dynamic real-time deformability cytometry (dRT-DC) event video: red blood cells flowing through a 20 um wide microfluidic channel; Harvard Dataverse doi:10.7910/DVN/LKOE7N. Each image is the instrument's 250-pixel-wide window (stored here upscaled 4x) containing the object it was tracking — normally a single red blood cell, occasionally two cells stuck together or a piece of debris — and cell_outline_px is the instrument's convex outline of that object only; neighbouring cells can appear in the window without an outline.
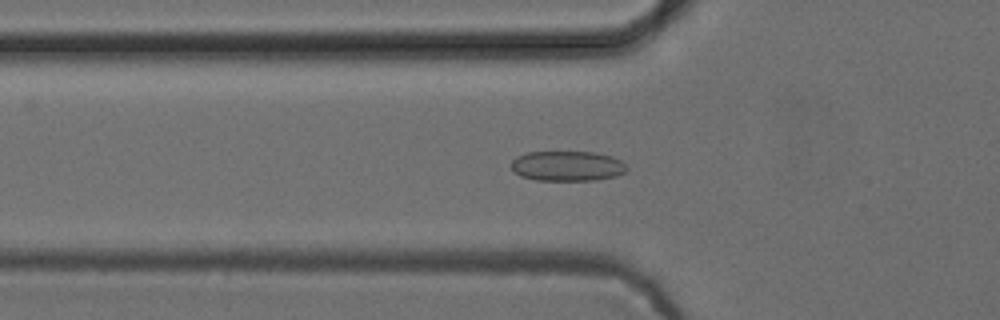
{"species": "common noctule bat (a hibernating species)", "species_latin": "Nyctalus noctula", "temperature_condition": "cold", "stored_images_in_passage": 53, "camera_frame_rate_fps": 3000, "um_per_image_px": 0.085, "animal": {"sex": "female", "body_mass_g": 24.6, "forearm_length_mm": 56.2}, "frame": {"image": 1, "passage_image": 18, "time_ms": 5.667, "image_size_px": [1000, 320], "cell_outline_px": [[628, 168], [624, 172], [616, 176], [596, 180], [536, 180], [520, 176], [512, 168], [512, 160], [516, 156], [528, 152], [592, 152], [612, 156], [620, 160]], "centroid_in_image_um": [48.22, 14.11], "position_along_channel_um": 77.6, "area_um2": 20.17}}
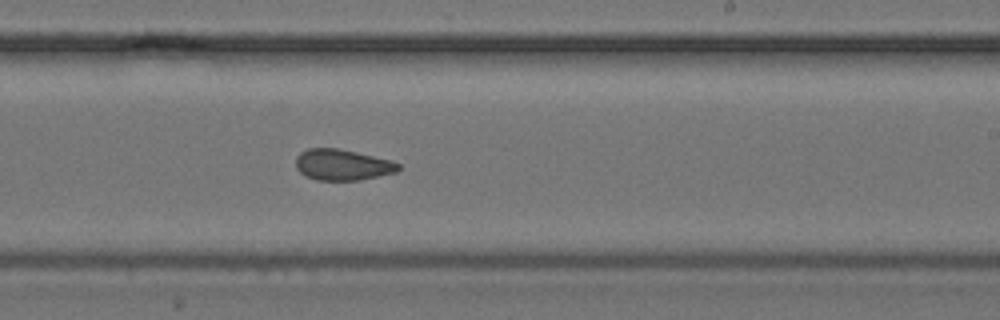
{"frame": {"image": 2, "passage_image": 32, "time_ms": 10.333, "image_size_px": [1000, 320], "cell_outline_px": [[400, 168], [396, 172], [360, 180], [316, 180], [304, 176], [296, 168], [296, 156], [300, 152], [308, 148], [336, 148], [356, 152], [392, 160], [400, 164]], "centroid_in_image_um": [29.09, 14.01], "position_along_channel_um": 259.9, "area_um2": 18.61}}
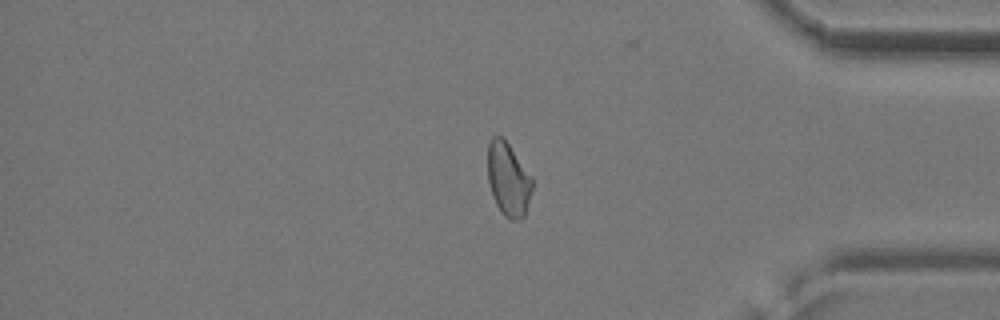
{"frame": {"image": 3, "passage_image": 44, "time_ms": 14.333, "image_size_px": [1000, 320], "cell_outline_px": [[532, 188], [524, 216], [520, 220], [512, 220], [504, 216], [496, 204], [492, 196], [488, 180], [488, 144], [492, 136], [500, 136], [508, 144], [532, 176]], "centroid_in_image_um": [43.19, 15.26], "position_along_channel_um": 392.0, "area_um2": 18.9}}